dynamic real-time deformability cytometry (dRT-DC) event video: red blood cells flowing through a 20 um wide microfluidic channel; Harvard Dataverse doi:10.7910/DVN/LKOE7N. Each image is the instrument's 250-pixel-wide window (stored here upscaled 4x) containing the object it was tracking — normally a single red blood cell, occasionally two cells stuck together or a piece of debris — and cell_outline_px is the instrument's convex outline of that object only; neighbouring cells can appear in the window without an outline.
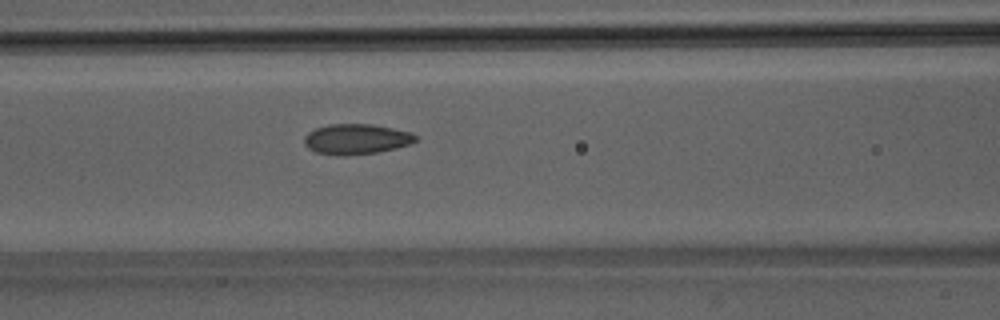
{"species": "Egyptian fruit bat (a non-hibernating species)", "species_latin": "Rousettus aegyptiacus", "temperature_condition": "room temperature", "stored_images_in_passage": 23, "camera_frame_rate_fps": 3000, "um_per_image_px": 0.085, "animal": {"sex": "male"}, "frame": {"image": 1, "passage_image": 10, "time_ms": 3.0, "image_size_px": [1000, 320], "cell_outline_px": [[420, 140], [396, 148], [376, 152], [344, 156], [336, 156], [316, 152], [308, 148], [304, 144], [304, 136], [308, 132], [316, 128], [328, 124], [372, 124], [412, 132]], "centroid_in_image_um": [30.27, 11.82], "position_along_channel_um": 136.3, "area_um2": 19.83}}